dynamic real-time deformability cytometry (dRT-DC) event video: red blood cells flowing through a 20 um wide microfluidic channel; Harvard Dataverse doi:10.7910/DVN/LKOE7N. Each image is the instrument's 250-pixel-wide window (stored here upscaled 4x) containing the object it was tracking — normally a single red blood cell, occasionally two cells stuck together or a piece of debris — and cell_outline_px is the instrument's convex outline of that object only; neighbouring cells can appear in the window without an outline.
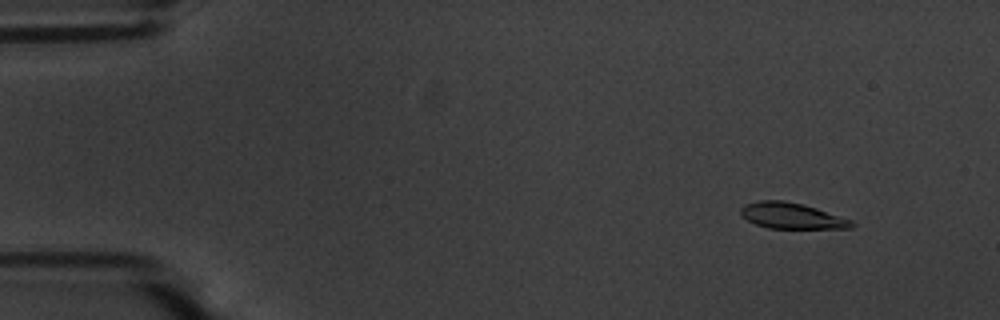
{"species": "common noctule bat (a hibernating species)", "species_latin": "Nyctalus noctula", "temperature_condition": "warm", "stored_images_in_passage": 56, "camera_frame_rate_fps": 3000, "um_per_image_px": 0.085, "animal": {"sex": "male", "body_mass_g": 20.1, "forearm_length_mm": 53.5}, "frame": {"image": 1, "passage_image": 6, "time_ms": 1.667, "image_size_px": [1000, 320], "cell_outline_px": [[856, 224], [852, 228], [768, 228], [756, 224], [748, 220], [740, 212], [740, 208], [744, 204], [760, 200], [784, 200], [804, 204], [852, 220]], "centroid_in_image_um": [67.3, 18.33], "position_along_channel_um": 17.7, "area_um2": 16.7}}
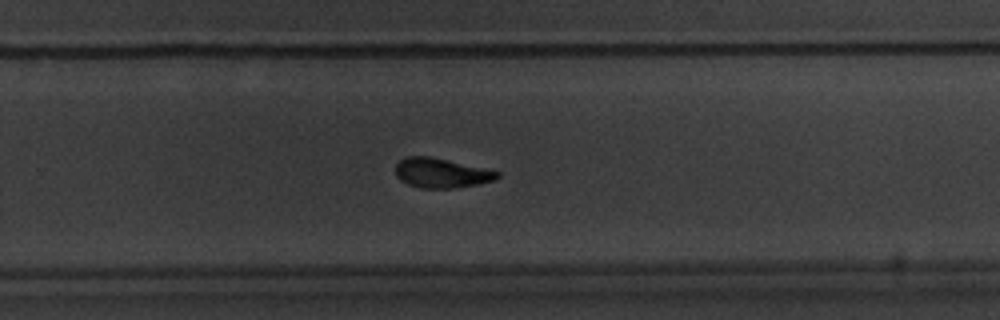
{"frame": {"image": 2, "passage_image": 37, "time_ms": 12.0, "image_size_px": [1000, 320], "cell_outline_px": [[500, 176], [496, 180], [476, 184], [452, 188], [420, 188], [408, 184], [400, 180], [396, 176], [396, 164], [400, 160], [408, 156], [428, 156], [500, 172]], "centroid_in_image_um": [37.48, 14.71], "position_along_channel_um": 292.3, "area_um2": 17.28}}
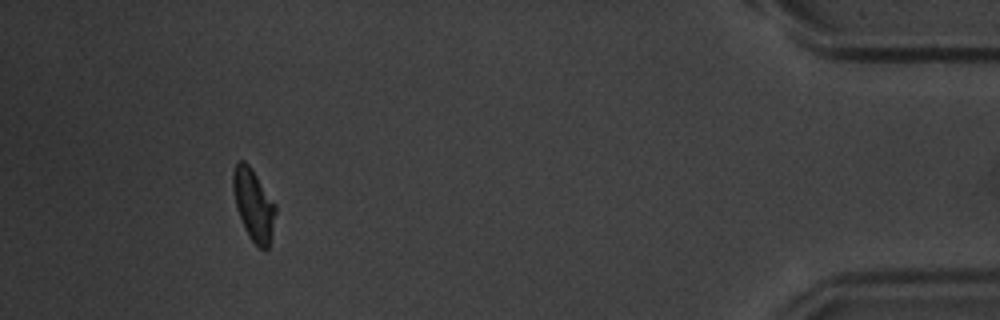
{"frame": {"image": 3, "passage_image": 52, "time_ms": 17.0, "image_size_px": [1000, 320], "cell_outline_px": [[276, 212], [272, 232], [268, 248], [260, 248], [248, 236], [244, 228], [236, 208], [232, 188], [232, 172], [236, 164], [240, 160], [244, 160], [248, 164], [276, 204]], "centroid_in_image_um": [21.53, 17.39], "position_along_channel_um": 413.7, "area_um2": 17.63}, "authors_computed_cell_mechanics": {"area_um2": 17.8313, "velocity_mm_per_s": 3.6334, "shape_relaxation_time_tau1_ms": 3.3442, "shape_relaxation_time_tau2_ms": 2.4836, "deformation_change_tau1": 0.1391, "deformation_change_tau2": 0.0903}}